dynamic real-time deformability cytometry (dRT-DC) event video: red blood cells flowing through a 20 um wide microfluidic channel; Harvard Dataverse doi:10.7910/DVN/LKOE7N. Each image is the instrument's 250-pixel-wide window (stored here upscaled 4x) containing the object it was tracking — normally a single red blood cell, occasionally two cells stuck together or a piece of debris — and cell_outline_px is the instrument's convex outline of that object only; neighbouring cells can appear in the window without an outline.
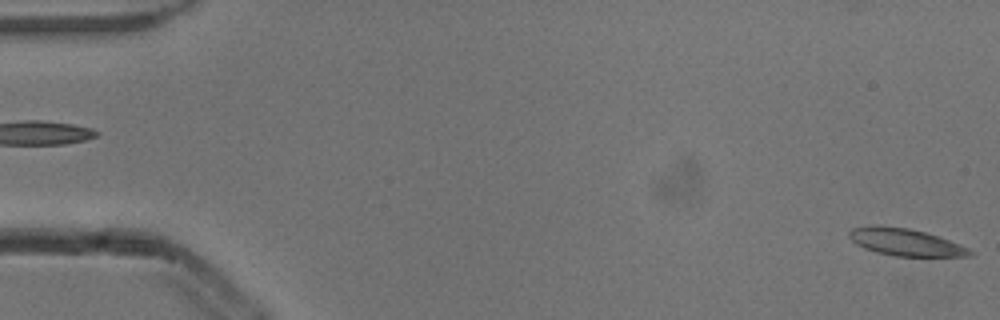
{"species": "common noctule bat (a hibernating species)", "species_latin": "Nyctalus noctula", "temperature_condition": "cold", "stored_images_in_passage": 6, "segment_of_instrument_passage": [2, 2], "camera_frame_rate_fps": 3000, "um_per_image_px": 0.085, "animal": {"sex": "male", "body_mass_g": 13.3}, "frame": {"image": 1, "passage_image": 6, "time_ms": 1.667, "image_size_px": [1000, 320], "cell_outline_px": [[976, 252], [972, 256], [892, 256], [876, 252], [864, 248], [856, 244], [848, 236], [848, 232], [852, 228], [868, 224], [880, 224], [908, 228], [924, 232], [960, 244]], "centroid_in_image_um": [76.91, 20.57], "position_along_channel_um": 8.1, "area_um2": 19.36}}